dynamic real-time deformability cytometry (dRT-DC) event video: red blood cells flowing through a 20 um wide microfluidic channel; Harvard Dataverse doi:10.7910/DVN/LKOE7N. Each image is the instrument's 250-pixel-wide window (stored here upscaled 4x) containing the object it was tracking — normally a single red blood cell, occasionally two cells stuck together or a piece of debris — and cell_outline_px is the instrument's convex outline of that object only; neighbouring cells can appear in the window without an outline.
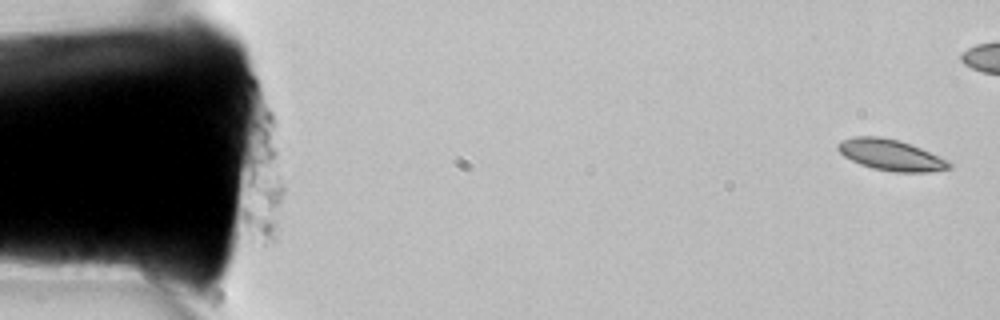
{"species": "common noctule bat (a hibernating species)", "species_latin": "Nyctalus noctula", "temperature_condition": "room temperature", "stored_images_in_passage": 7, "camera_frame_rate_fps": 3000, "um_per_image_px": 0.085, "animal": {"sex": "female", "body_mass_g": 22.7, "forearm_length_mm": 54.2}, "frame": {"image": 1, "passage_image": 1, "time_ms": 0.0, "image_size_px": [1000, 320], "cell_outline_px": [[952, 168], [928, 172], [896, 172], [872, 168], [860, 164], [844, 156], [836, 148], [836, 144], [840, 140], [852, 136], [880, 136], [900, 140], [912, 144], [948, 160], [952, 164]], "centroid_in_image_um": [75.71, 13.16], "position_along_channel_um": 9.3, "area_um2": 20.35}}